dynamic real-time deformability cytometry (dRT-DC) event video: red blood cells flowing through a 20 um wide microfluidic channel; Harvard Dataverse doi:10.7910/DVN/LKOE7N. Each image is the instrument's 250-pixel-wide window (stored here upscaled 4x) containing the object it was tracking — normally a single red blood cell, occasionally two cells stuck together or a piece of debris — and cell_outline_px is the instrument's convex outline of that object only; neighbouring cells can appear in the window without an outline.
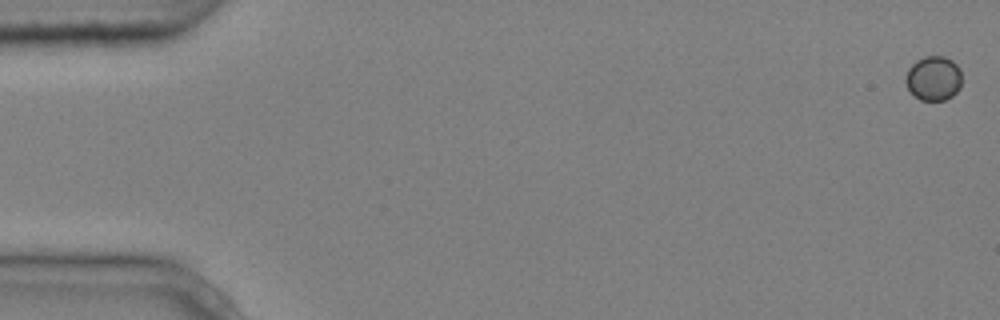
{"species": "common noctule bat (a hibernating species)", "species_latin": "Nyctalus noctula", "temperature_condition": "cold", "stored_images_in_passage": 13, "camera_frame_rate_fps": 3000, "um_per_image_px": 0.085, "animal": {"sex": "male", "body_mass_g": 20.4}, "frame": {"image": 1, "passage_image": 1, "time_ms": 0.0, "image_size_px": [1000, 320], "cell_outline_px": [[960, 88], [952, 96], [944, 100], [920, 100], [908, 88], [904, 80], [908, 68], [916, 60], [924, 56], [944, 56], [952, 60], [960, 68]], "centroid_in_image_um": [79.34, 6.64], "position_along_channel_um": 5.7, "area_um2": 14.57}}